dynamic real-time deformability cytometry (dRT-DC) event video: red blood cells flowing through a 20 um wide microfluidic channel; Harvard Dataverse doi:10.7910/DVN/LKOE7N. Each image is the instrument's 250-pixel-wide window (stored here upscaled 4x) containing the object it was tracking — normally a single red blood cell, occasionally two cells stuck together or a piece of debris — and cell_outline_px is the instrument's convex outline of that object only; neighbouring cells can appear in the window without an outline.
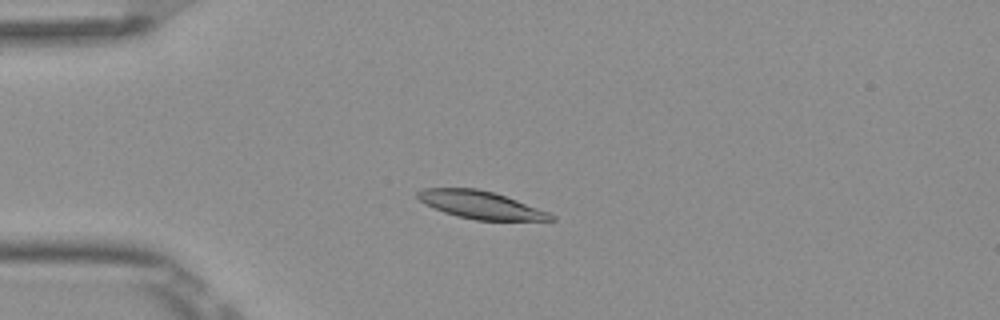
{"species": "Egyptian fruit bat (a non-hibernating species)", "species_latin": "Rousettus aegyptiacus", "temperature_condition": "room temperature", "stored_images_in_passage": 43, "camera_frame_rate_fps": 3000, "um_per_image_px": 0.085, "frame": {"image": 1, "passage_image": 13, "time_ms": 4.0, "image_size_px": [1000, 320], "cell_outline_px": [[556, 220], [476, 220], [456, 216], [444, 212], [424, 204], [416, 196], [416, 192], [424, 188], [476, 188], [492, 192], [516, 200], [548, 212], [556, 216]], "centroid_in_image_um": [40.82, 17.42], "position_along_channel_um": 44.2, "area_um2": 21.27}}
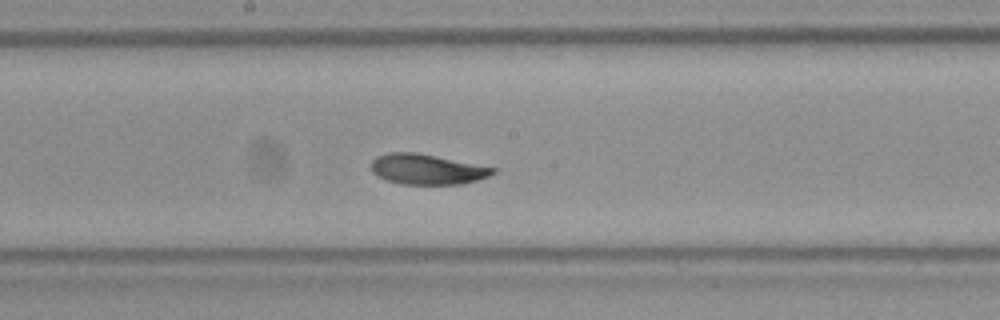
{"frame": {"image": 2, "passage_image": 28, "time_ms": 9.0, "image_size_px": [1000, 320], "cell_outline_px": [[496, 172], [488, 176], [476, 180], [460, 184], [400, 184], [384, 180], [376, 176], [372, 172], [372, 160], [376, 156], [388, 152], [416, 152], [496, 168]], "centroid_in_image_um": [36.24, 14.39], "position_along_channel_um": 212.0, "area_um2": 21.5}}
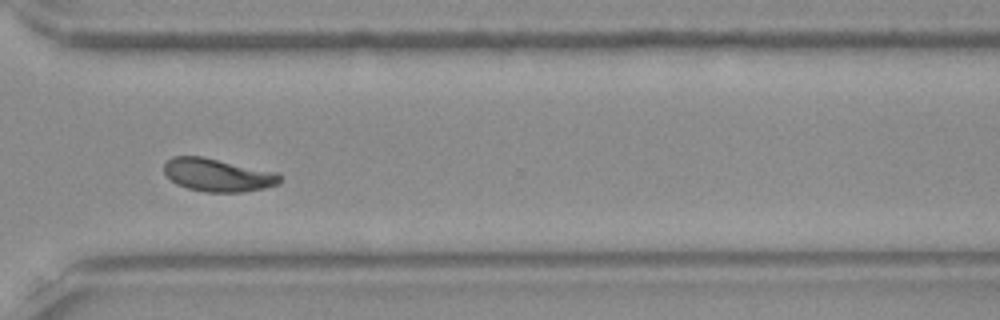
{"frame": {"image": 3, "passage_image": 39, "time_ms": 12.667, "image_size_px": [1000, 320], "cell_outline_px": [[280, 184], [264, 188], [244, 192], [204, 192], [188, 188], [176, 184], [164, 172], [164, 164], [172, 156], [200, 156], [276, 172], [280, 176]], "centroid_in_image_um": [18.5, 14.88], "position_along_channel_um": 352.1, "area_um2": 22.08}, "authors_computed_cell_mechanics": {"area_um2": 21.964, "velocity_mm_per_s": 3.8291, "shape_relaxation_time_tau1_ms": 3.3286, "shape_relaxation_time_tau2_ms": 1.8931, "deformation_change_tau1": 0.1118, "deformation_change_tau2": 0.0561}}